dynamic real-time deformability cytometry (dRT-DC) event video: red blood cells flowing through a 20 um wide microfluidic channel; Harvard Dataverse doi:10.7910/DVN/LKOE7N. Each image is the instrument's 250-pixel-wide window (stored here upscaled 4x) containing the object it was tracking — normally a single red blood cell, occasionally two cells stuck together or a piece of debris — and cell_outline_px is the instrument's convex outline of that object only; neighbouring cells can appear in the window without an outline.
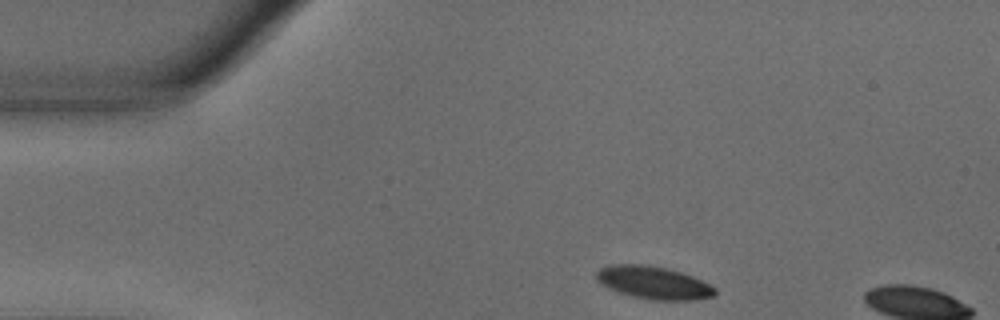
{"species": "common noctule bat (a hibernating species)", "species_latin": "Nyctalus noctula", "temperature_condition": "warm", "stored_images_in_passage": 6, "camera_frame_rate_fps": 3000, "um_per_image_px": 0.085, "animal": {"sex": "male", "body_mass_g": 18.8}, "frame": {"image": 1, "passage_image": 1, "time_ms": 0.0, "image_size_px": [1000, 320], "cell_outline_px": [[716, 292], [712, 296], [696, 300], [652, 300], [632, 296], [608, 288], [600, 284], [596, 280], [596, 272], [600, 268], [608, 264], [640, 264], [668, 268], [692, 276], [716, 288]], "centroid_in_image_um": [55.51, 24.02], "position_along_channel_um": 29.5, "area_um2": 22.6}}